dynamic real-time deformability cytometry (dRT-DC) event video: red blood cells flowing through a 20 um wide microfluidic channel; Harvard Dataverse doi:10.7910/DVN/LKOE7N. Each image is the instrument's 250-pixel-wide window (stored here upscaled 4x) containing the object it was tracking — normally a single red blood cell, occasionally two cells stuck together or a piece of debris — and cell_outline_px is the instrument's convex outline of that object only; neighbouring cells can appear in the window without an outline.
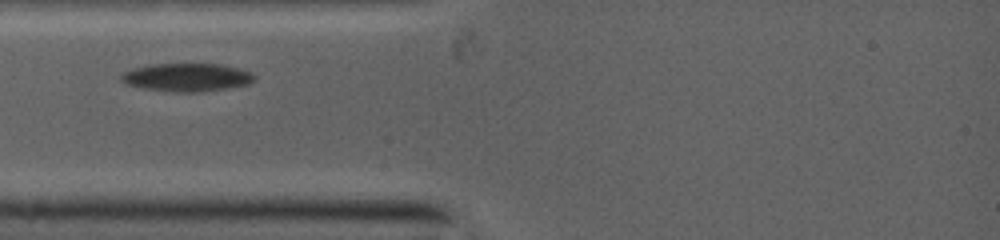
{"species": "common noctule bat (a hibernating species)", "species_latin": "Nyctalus noctula", "temperature_condition": "warm", "stored_images_in_passage": 17, "camera_frame_rate_fps": 5000, "um_per_image_px": 0.085, "animal": {"sex": "female", "body_mass_g": 19.0, "forearm_length_mm": 53.3}, "frame": {"image": 1, "passage_image": 1, "time_ms": 0.0, "image_size_px": [1000, 240], "cell_outline_px": [[252, 80], [248, 84], [224, 88], [196, 92], [184, 92], [148, 88], [128, 84], [120, 80], [120, 76], [124, 72], [148, 64], [220, 64], [240, 68], [248, 72], [252, 76]], "centroid_in_image_um": [15.86, 6.55], "position_along_channel_um": 69.1, "area_um2": 21.1}}
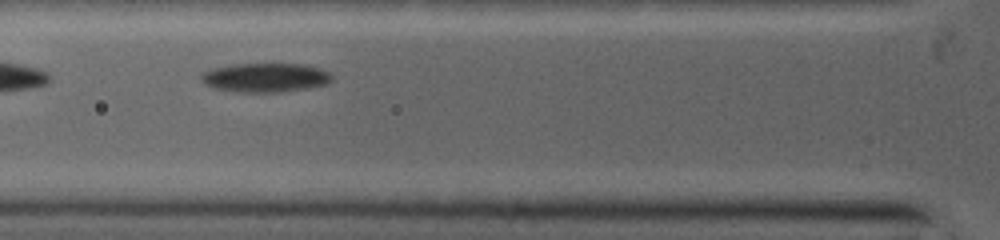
{"frame": {"image": 2, "passage_image": 5, "time_ms": 0.8, "image_size_px": [1000, 240], "cell_outline_px": [[332, 80], [324, 84], [300, 88], [272, 92], [244, 92], [216, 88], [208, 84], [200, 76], [204, 72], [212, 68], [232, 64], [300, 64], [320, 68], [328, 72], [332, 76]], "centroid_in_image_um": [22.54, 6.57], "position_along_channel_um": 103.3, "area_um2": 21.39}}
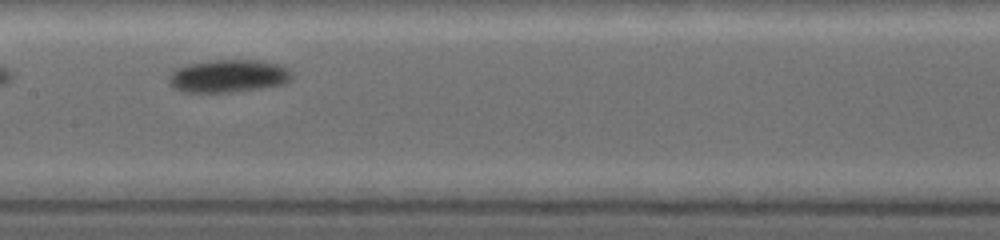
{"frame": {"image": 3, "passage_image": 16, "time_ms": 2.8, "image_size_px": [1000, 240], "cell_outline_px": [[292, 76], [288, 80], [280, 84], [256, 88], [228, 92], [188, 92], [176, 88], [172, 84], [172, 72], [188, 64], [208, 60], [260, 60], [280, 64], [288, 68]], "centroid_in_image_um": [19.46, 6.43], "position_along_channel_um": 187.9, "area_um2": 22.77}}